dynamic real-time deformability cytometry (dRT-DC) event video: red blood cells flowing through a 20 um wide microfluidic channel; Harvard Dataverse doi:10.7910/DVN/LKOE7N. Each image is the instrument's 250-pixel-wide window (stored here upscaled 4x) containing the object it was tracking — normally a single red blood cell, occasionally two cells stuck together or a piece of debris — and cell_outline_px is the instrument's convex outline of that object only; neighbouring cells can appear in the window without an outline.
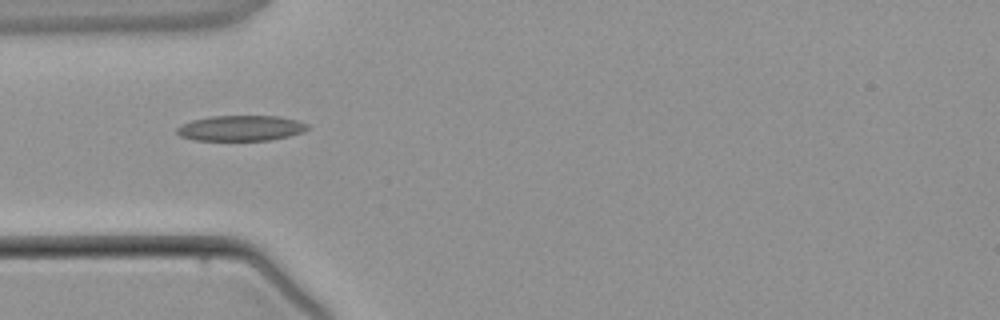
{"species": "common noctule bat (a hibernating species)", "species_latin": "Nyctalus noctula", "temperature_condition": "warm", "stored_images_in_passage": 1, "camera_frame_rate_fps": 3000, "um_per_image_px": 0.085, "animal": {"sex": "male", "body_mass_g": 21.5, "forearm_length_mm": 52.0}, "frame": {"image": 1, "passage_image": 1, "time_ms": 0.0, "image_size_px": [1000, 320], "cell_outline_px": [[312, 128], [304, 132], [288, 136], [268, 140], [192, 140], [180, 136], [176, 132], [176, 128], [180, 124], [192, 120], [212, 116], [280, 116], [296, 120], [308, 124]], "centroid_in_image_um": [20.48, 10.89], "position_along_channel_um": 64.5, "area_um2": 19.54}}